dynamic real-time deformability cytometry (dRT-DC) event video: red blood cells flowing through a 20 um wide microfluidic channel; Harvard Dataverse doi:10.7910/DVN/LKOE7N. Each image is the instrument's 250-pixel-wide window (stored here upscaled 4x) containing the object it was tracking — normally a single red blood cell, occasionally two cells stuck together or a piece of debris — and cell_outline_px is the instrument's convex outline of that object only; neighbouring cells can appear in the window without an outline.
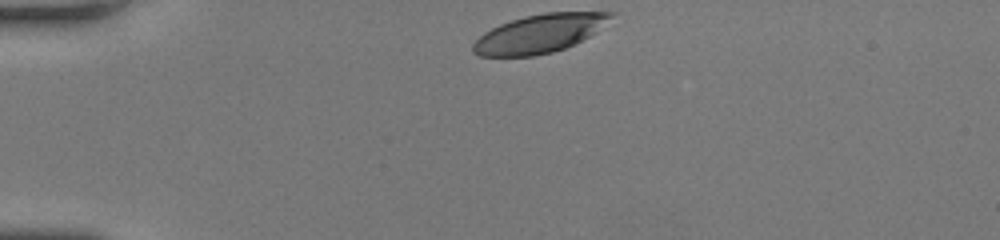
{"species": "human", "species_latin": "Homo sapiens", "temperature_condition": "room temperature", "stored_images_in_passage": 31, "camera_frame_rate_fps": 3000, "um_per_image_px": 0.085, "donor": {"sex": "female"}, "frame": {"image": 1, "passage_image": 1, "time_ms": 0.0, "image_size_px": [1000, 240], "cell_outline_px": [[616, 12], [596, 32], [564, 48], [552, 52], [532, 56], [480, 56], [472, 52], [472, 44], [484, 32], [500, 24], [524, 16], [544, 12]], "centroid_in_image_um": [45.81, 2.85], "position_along_channel_um": 39.2, "area_um2": 30.46}}
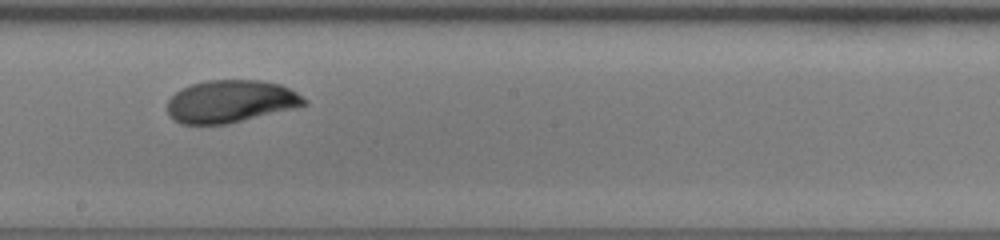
{"frame": {"image": 2, "passage_image": 18, "time_ms": 5.667, "image_size_px": [1000, 240], "cell_outline_px": [[308, 104], [228, 124], [180, 124], [168, 116], [168, 100], [180, 88], [192, 84], [208, 80], [260, 80], [280, 84], [296, 92], [308, 100]], "centroid_in_image_um": [19.58, 8.62], "position_along_channel_um": 228.6, "area_um2": 33.81}}
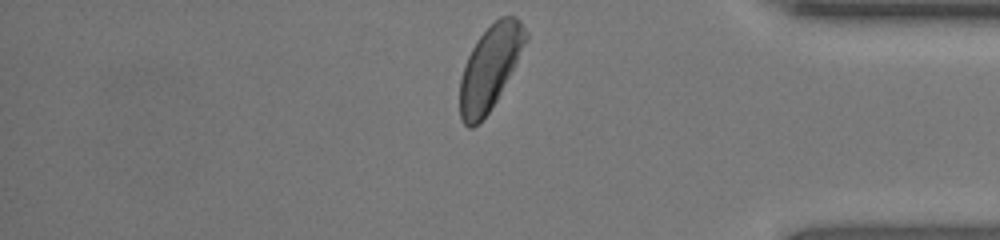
{"frame": {"image": 3, "passage_image": 31, "time_ms": 10.0, "image_size_px": [1000, 240], "cell_outline_px": [[528, 36], [496, 100], [488, 112], [472, 128], [468, 128], [464, 124], [460, 116], [460, 80], [468, 56], [476, 40], [500, 16], [516, 16], [520, 20]], "centroid_in_image_um": [41.61, 5.73], "position_along_channel_um": 393.6, "area_um2": 30.98}, "authors_computed_cell_mechanics": {"area_um2": 33.813, "velocity_mm_per_s": 4.2393, "shape_relaxation_time_tau1_ms": 1.9259, "shape_relaxation_time_tau2_ms": 1.3328, "deformation_change_tau1": 0.1389, "deformation_change_tau2": 0.0564}}